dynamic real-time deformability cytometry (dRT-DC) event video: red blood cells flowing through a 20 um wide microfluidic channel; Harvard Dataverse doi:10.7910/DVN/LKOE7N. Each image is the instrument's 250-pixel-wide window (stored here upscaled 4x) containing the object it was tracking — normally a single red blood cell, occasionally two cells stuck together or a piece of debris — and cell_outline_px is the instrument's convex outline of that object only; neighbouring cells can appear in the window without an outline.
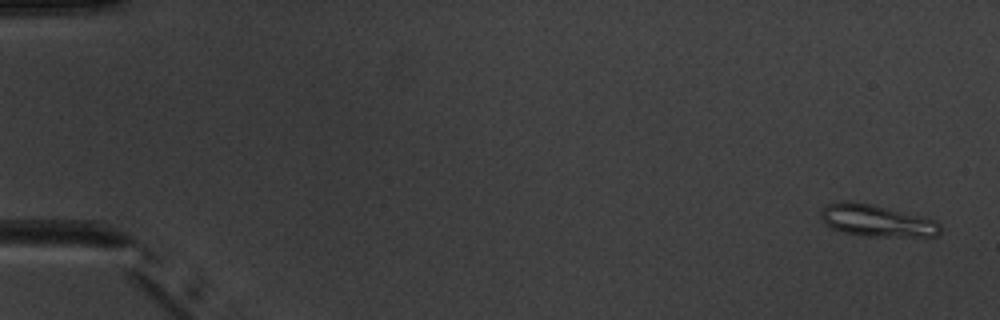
{"species": "common noctule bat (a hibernating species)", "species_latin": "Nyctalus noctula", "temperature_condition": "warm", "stored_images_in_passage": 3, "camera_frame_rate_fps": 3000, "um_per_image_px": 0.085, "animal": {"sex": "male", "body_mass_g": 20.1, "forearm_length_mm": 53.5}, "frame": {"image": 1, "passage_image": 3, "time_ms": 5.333, "image_size_px": [1000, 320], "cell_outline_px": [[940, 232], [936, 236], [864, 236], [840, 232], [824, 224], [820, 216], [820, 212], [828, 204], [844, 200], [852, 200], [872, 204], [936, 220], [940, 224]], "centroid_in_image_um": [74.46, 18.75], "position_along_channel_um": 10.5, "area_um2": 22.25}}